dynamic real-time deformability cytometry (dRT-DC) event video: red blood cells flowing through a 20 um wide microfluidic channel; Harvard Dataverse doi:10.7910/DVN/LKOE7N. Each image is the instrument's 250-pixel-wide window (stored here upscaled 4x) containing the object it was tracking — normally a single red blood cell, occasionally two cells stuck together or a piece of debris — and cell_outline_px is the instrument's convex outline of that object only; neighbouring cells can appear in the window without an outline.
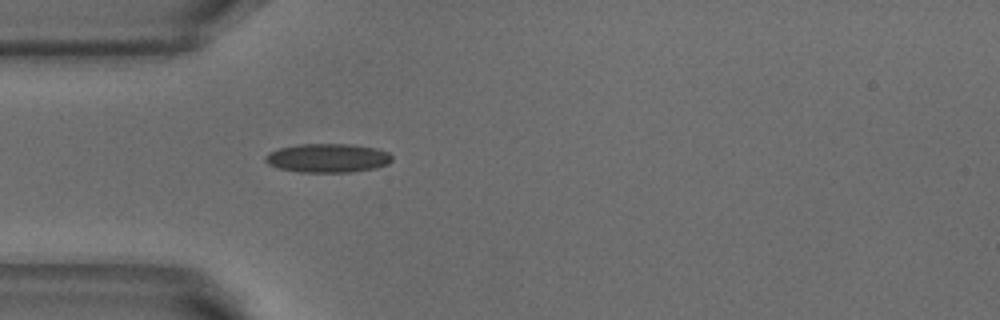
{"species": "common noctule bat (a hibernating species)", "species_latin": "Nyctalus noctula", "temperature_condition": "warm", "stored_images_in_passage": 12, "camera_frame_rate_fps": 3000, "um_per_image_px": 0.085, "animal": {"sex": "male", "body_mass_g": 18.8}, "frame": {"image": 1, "passage_image": 1, "time_ms": 0.0, "image_size_px": [1000, 320], "cell_outline_px": [[392, 160], [388, 164], [376, 168], [348, 172], [300, 172], [280, 168], [268, 164], [264, 160], [264, 156], [268, 152], [280, 148], [296, 144], [352, 144], [376, 148], [388, 152], [392, 156]], "centroid_in_image_um": [27.85, 13.42], "position_along_channel_um": 57.2, "area_um2": 21.39}}
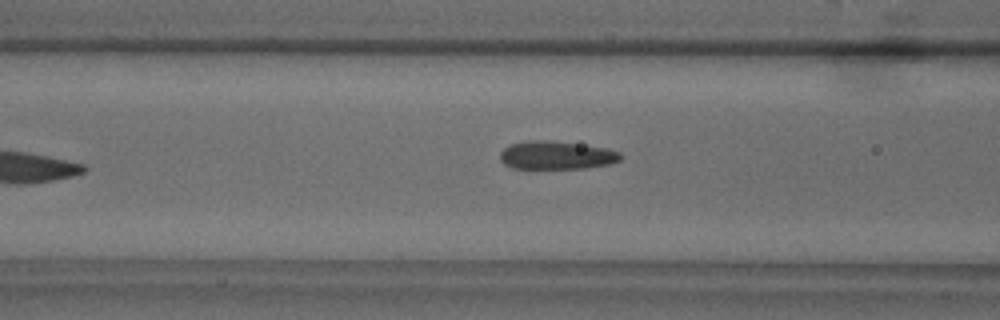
{"frame": {"image": 2, "passage_image": 6, "time_ms": 1.667, "image_size_px": [1000, 320], "cell_outline_px": [[620, 160], [608, 164], [584, 168], [512, 168], [504, 164], [500, 160], [500, 152], [504, 148], [512, 144], [528, 140], [552, 140], [608, 148], [620, 152]], "centroid_in_image_um": [47.27, 13.18], "position_along_channel_um": 119.3, "area_um2": 19.77}}